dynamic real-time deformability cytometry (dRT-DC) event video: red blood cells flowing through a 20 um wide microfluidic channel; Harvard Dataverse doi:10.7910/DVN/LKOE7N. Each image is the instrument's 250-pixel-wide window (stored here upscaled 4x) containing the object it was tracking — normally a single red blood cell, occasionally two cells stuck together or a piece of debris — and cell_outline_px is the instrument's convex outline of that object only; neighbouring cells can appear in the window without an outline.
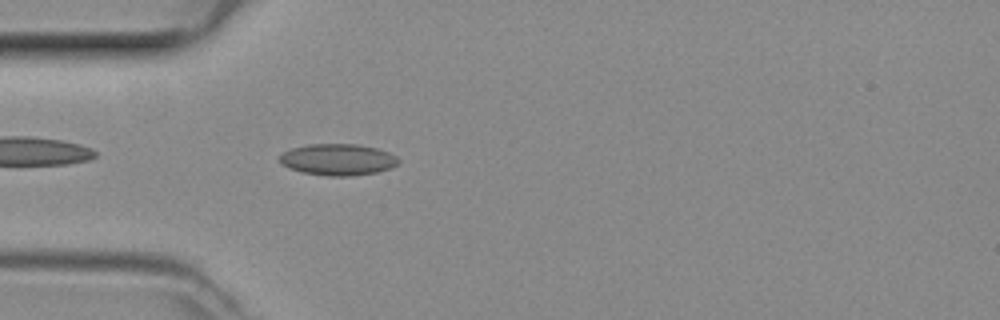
{"species": "common noctule bat (a hibernating species)", "species_latin": "Nyctalus noctula", "temperature_condition": "room temperature", "stored_images_in_passage": 36, "camera_frame_rate_fps": 3000, "um_per_image_px": 0.085, "animal": {"sex": "female", "body_mass_g": 29.2, "forearm_length_mm": 56.3}, "frame": {"image": 1, "passage_image": 2, "time_ms": 0.333, "image_size_px": [1000, 320], "cell_outline_px": [[400, 160], [392, 168], [376, 172], [352, 176], [328, 176], [304, 172], [288, 168], [280, 164], [280, 156], [284, 152], [292, 148], [308, 144], [356, 144], [376, 148], [388, 152], [396, 156]], "centroid_in_image_um": [28.72, 13.56], "position_along_channel_um": 56.3, "area_um2": 21.73}}
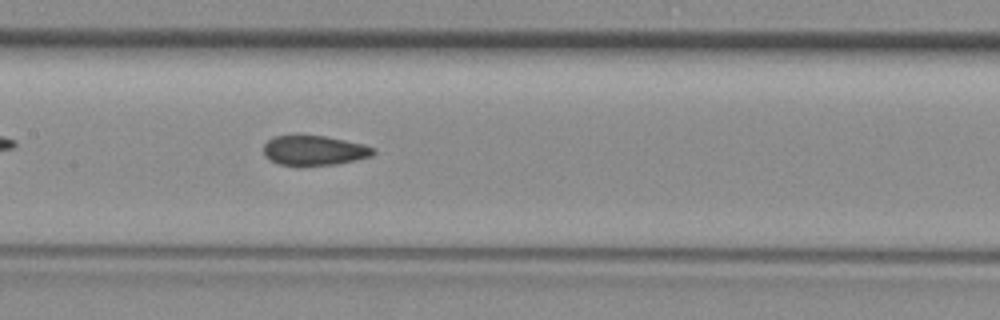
{"frame": {"image": 2, "passage_image": 11, "time_ms": 3.333, "image_size_px": [1000, 320], "cell_outline_px": [[376, 152], [372, 156], [356, 160], [336, 164], [300, 168], [280, 164], [264, 156], [264, 144], [272, 136], [296, 132], [324, 136], [364, 144], [376, 148]], "centroid_in_image_um": [26.66, 12.77], "position_along_channel_um": 180.7, "area_um2": 20.23}}
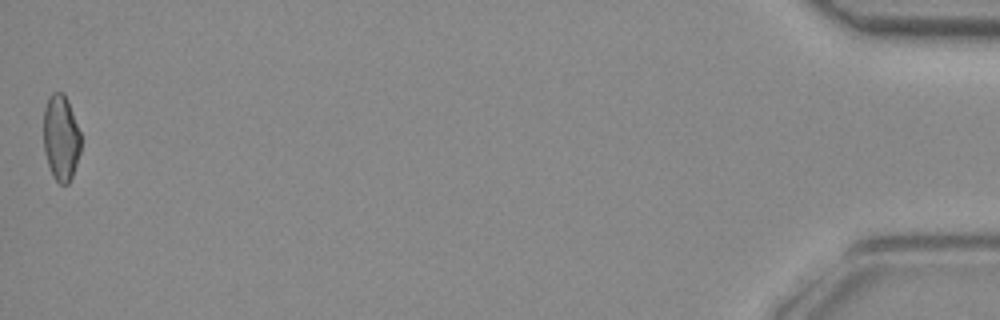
{"frame": {"image": 3, "passage_image": 36, "time_ms": 11.667, "image_size_px": [1000, 320], "cell_outline_px": [[80, 152], [72, 176], [68, 184], [60, 184], [52, 176], [44, 152], [44, 108], [48, 96], [52, 92], [64, 92], [68, 100], [80, 132]], "centroid_in_image_um": [5.17, 11.69], "position_along_channel_um": 430.0, "area_um2": 18.73}}